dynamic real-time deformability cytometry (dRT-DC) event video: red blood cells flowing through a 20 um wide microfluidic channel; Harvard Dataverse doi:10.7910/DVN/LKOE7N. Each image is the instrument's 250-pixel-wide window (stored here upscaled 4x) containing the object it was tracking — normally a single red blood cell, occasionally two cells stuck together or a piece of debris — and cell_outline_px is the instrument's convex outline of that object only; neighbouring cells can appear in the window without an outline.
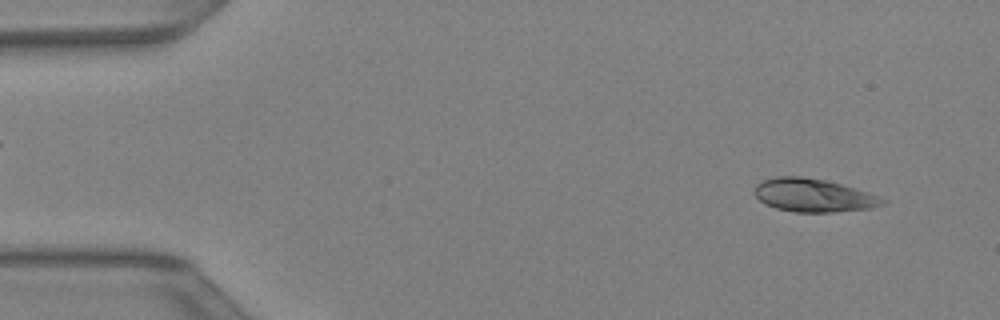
{"species": "Egyptian fruit bat (a non-hibernating species)", "species_latin": "Rousettus aegyptiacus", "temperature_condition": "warm", "stored_images_in_passage": 42, "camera_frame_rate_fps": 3000, "um_per_image_px": 0.085, "animal": {"sex": "female"}, "frame": {"image": 1, "passage_image": 3, "time_ms": 0.667, "image_size_px": [1000, 320], "cell_outline_px": [[888, 200], [884, 204], [868, 208], [832, 212], [796, 212], [776, 208], [764, 204], [752, 192], [756, 184], [764, 180], [776, 176], [800, 176], [824, 180], [840, 184], [868, 192]], "centroid_in_image_um": [69.1, 16.6], "position_along_channel_um": 15.9, "area_um2": 24.62}}
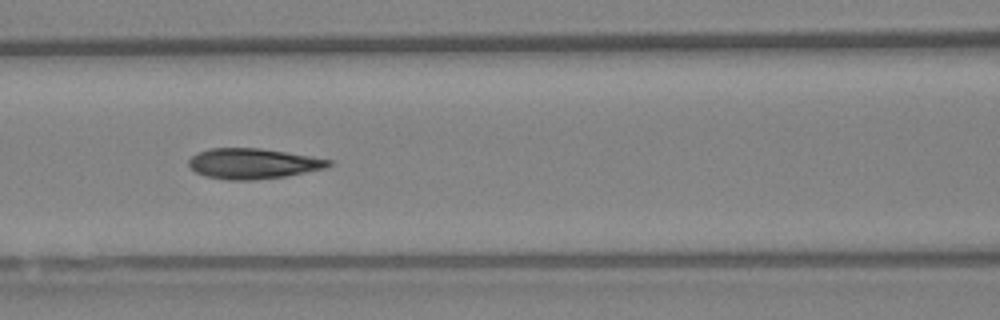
{"frame": {"image": 2, "passage_image": 18, "time_ms": 5.667, "image_size_px": [1000, 320], "cell_outline_px": [[332, 164], [328, 168], [284, 176], [252, 180], [228, 180], [204, 176], [196, 172], [188, 164], [188, 160], [192, 156], [208, 148], [260, 148], [332, 160]], "centroid_in_image_um": [21.49, 13.91], "position_along_channel_um": 145.1, "area_um2": 24.62}}
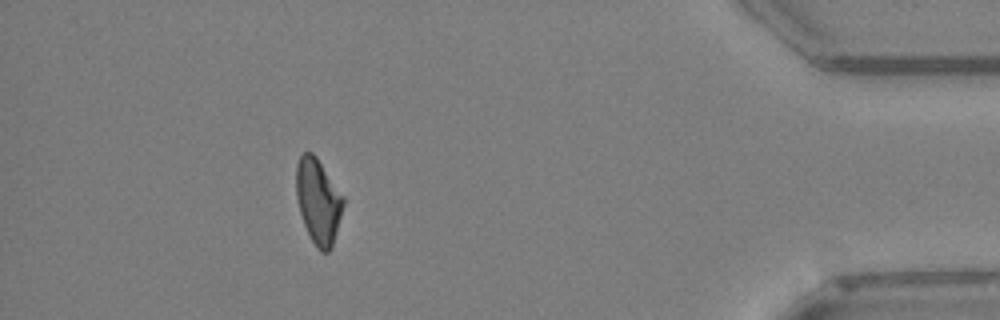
{"frame": {"image": 3, "passage_image": 38, "time_ms": 12.333, "image_size_px": [1000, 320], "cell_outline_px": [[344, 204], [332, 248], [328, 252], [320, 252], [316, 248], [304, 224], [300, 212], [296, 196], [296, 164], [300, 156], [304, 152], [312, 152], [316, 156], [344, 196]], "centroid_in_image_um": [27.05, 17.1], "position_along_channel_um": 408.2, "area_um2": 23.35}}